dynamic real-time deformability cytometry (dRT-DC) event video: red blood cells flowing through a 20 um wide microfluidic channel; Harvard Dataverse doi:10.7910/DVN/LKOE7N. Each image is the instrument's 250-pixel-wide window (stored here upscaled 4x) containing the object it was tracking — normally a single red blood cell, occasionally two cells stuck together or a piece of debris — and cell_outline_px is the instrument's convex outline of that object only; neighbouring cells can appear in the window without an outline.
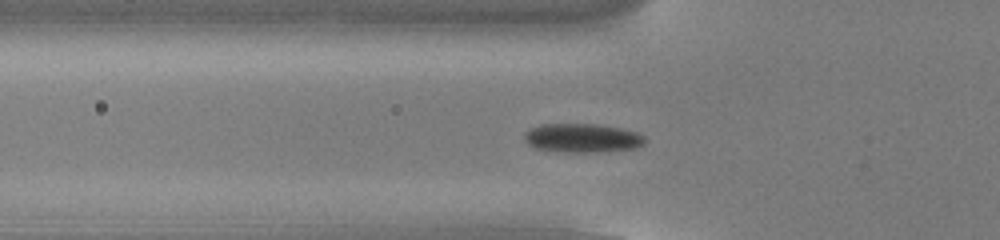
{"species": "common noctule bat (a hibernating species)", "species_latin": "Nyctalus noctula", "temperature_condition": "cold", "stored_images_in_passage": 52, "camera_frame_rate_fps": 3000, "um_per_image_px": 0.085, "animal": {"sex": "male", "body_mass_g": 13.0, "forearm_length_mm": 53.1}, "frame": {"image": 1, "passage_image": 16, "time_ms": 5.0, "image_size_px": [1000, 240], "cell_outline_px": [[648, 140], [644, 144], [636, 148], [608, 152], [568, 152], [536, 148], [528, 144], [524, 140], [524, 132], [540, 124], [596, 124], [620, 128], [636, 132], [644, 136]], "centroid_in_image_um": [49.53, 11.74], "position_along_channel_um": 76.3, "area_um2": 20.46}}
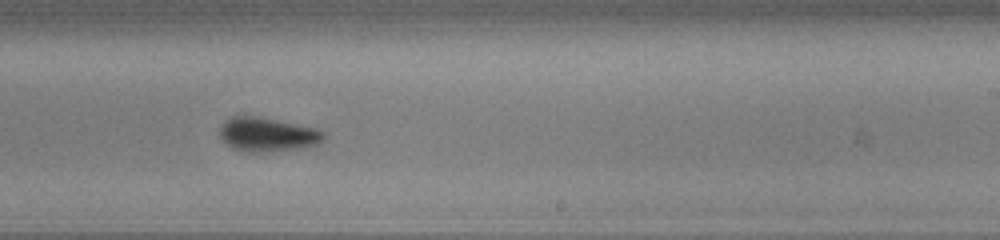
{"frame": {"image": 2, "passage_image": 31, "time_ms": 10.0, "image_size_px": [1000, 240], "cell_outline_px": [[324, 140], [320, 144], [304, 148], [272, 152], [244, 152], [232, 148], [220, 136], [220, 124], [228, 116], [256, 116], [320, 128], [324, 132]], "centroid_in_image_um": [22.76, 11.44], "position_along_channel_um": 266.2, "area_um2": 21.15}}
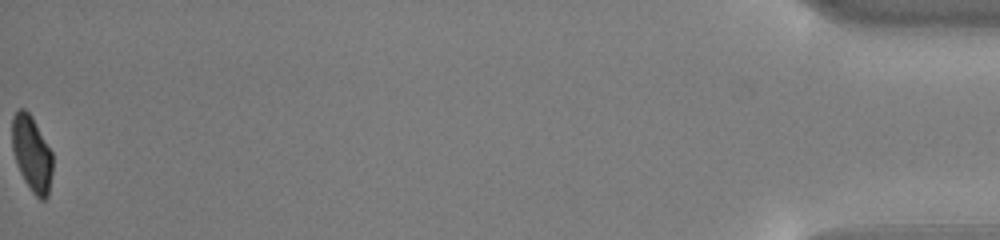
{"frame": {"image": 3, "passage_image": 52, "time_ms": 17.0, "image_size_px": [1000, 240], "cell_outline_px": [[52, 172], [48, 196], [44, 200], [40, 200], [32, 192], [24, 180], [16, 164], [12, 148], [12, 116], [20, 108], [24, 108], [32, 116], [52, 152]], "centroid_in_image_um": [2.7, 13.06], "position_along_channel_um": 432.5, "area_um2": 17.92}, "authors_computed_cell_mechanics": {"area_um2": 19.5942, "velocity_mm_per_s": 3.8109, "shape_relaxation_time_tau1_ms": 2.3445, "shape_relaxation_time_tau2_ms": 7.0271, "deformation_change_tau1": 0.1068, "deformation_change_tau2": 0.1075}}